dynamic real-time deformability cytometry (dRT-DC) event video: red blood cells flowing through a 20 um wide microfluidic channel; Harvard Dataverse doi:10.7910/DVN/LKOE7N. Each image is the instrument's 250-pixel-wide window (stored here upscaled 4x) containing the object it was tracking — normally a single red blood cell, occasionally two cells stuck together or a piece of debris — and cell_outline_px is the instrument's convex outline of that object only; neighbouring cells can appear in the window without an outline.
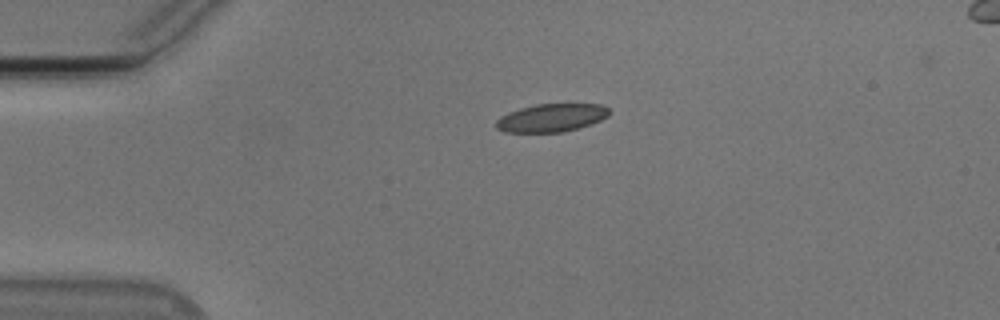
{"species": "Egyptian fruit bat (a non-hibernating species)", "species_latin": "Rousettus aegyptiacus", "temperature_condition": "cold", "stored_images_in_passage": 43, "camera_frame_rate_fps": 3000, "um_per_image_px": 0.085, "animal": {"sex": "male"}, "frame": {"image": 1, "passage_image": 1, "time_ms": 0.0, "image_size_px": [1000, 320], "cell_outline_px": [[608, 116], [600, 120], [564, 132], [504, 132], [496, 128], [496, 120], [500, 116], [508, 112], [520, 108], [536, 104], [600, 104], [608, 108]], "centroid_in_image_um": [46.82, 10.01], "position_along_channel_um": 38.2, "area_um2": 18.32}}
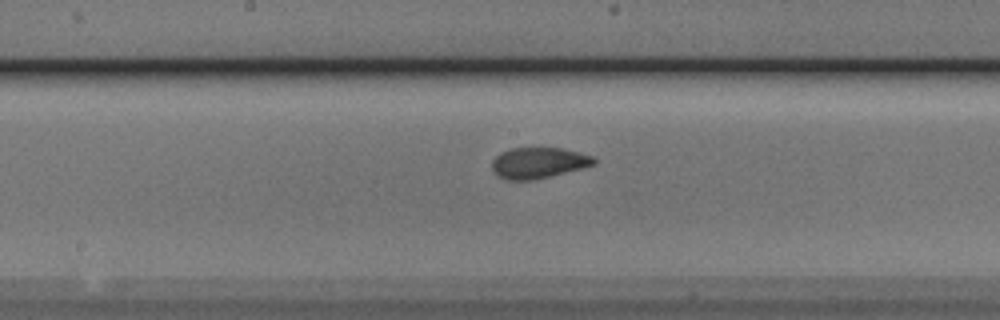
{"frame": {"image": 2, "passage_image": 17, "time_ms": 5.333, "image_size_px": [1000, 320], "cell_outline_px": [[596, 164], [532, 180], [508, 180], [496, 176], [492, 172], [492, 160], [500, 152], [512, 148], [560, 148], [580, 152], [592, 156], [596, 160]], "centroid_in_image_um": [45.71, 13.84], "position_along_channel_um": 202.5, "area_um2": 18.26}}
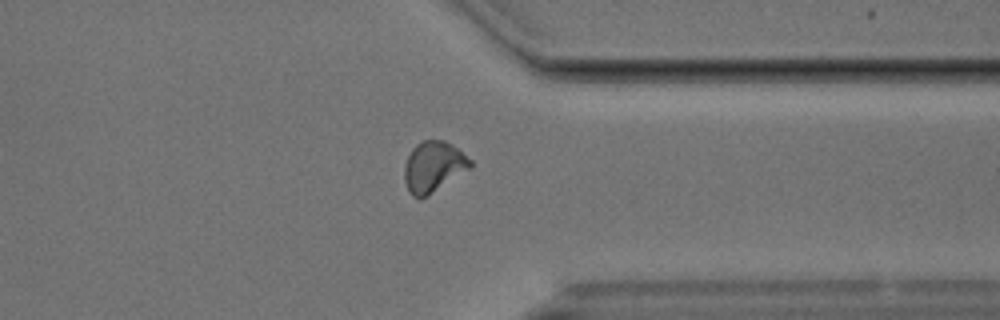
{"frame": {"image": 3, "passage_image": 31, "time_ms": 10.0, "image_size_px": [1000, 320], "cell_outline_px": [[472, 168], [420, 200], [412, 196], [408, 192], [404, 180], [404, 168], [408, 156], [412, 148], [416, 144], [424, 140], [444, 140], [452, 144], [472, 160]], "centroid_in_image_um": [36.84, 14.18], "position_along_channel_um": 374.6, "area_um2": 19.65}, "authors_computed_cell_mechanics": {"area_um2": 18.5538, "velocity_mm_per_s": 3.7585, "shape_relaxation_time_tau1_ms": null, "shape_relaxation_time_tau2_ms": 1.2888, "deformation_change_tau1": null, "deformation_change_tau2": 0.0545}}